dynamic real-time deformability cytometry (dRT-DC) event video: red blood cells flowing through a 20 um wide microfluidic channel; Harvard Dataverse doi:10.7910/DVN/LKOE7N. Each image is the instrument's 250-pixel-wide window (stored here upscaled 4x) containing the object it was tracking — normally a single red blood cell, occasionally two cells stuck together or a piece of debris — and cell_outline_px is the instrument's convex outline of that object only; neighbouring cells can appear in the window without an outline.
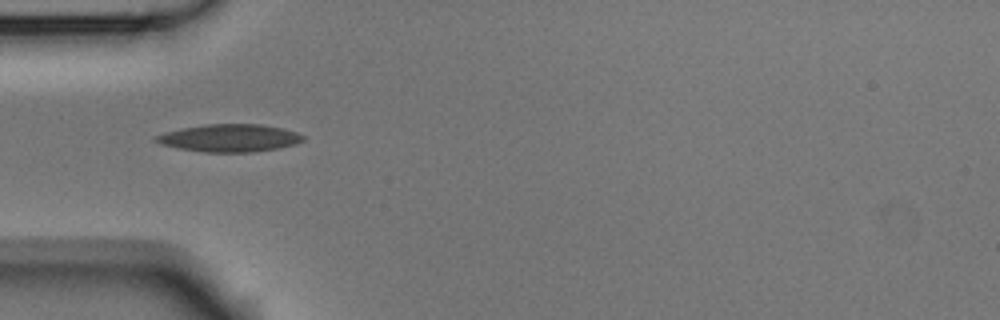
{"species": "Egyptian fruit bat (a non-hibernating species)", "species_latin": "Rousettus aegyptiacus", "temperature_condition": "room temperature", "stored_images_in_passage": 7, "camera_frame_rate_fps": 3000, "um_per_image_px": 0.085, "animal": {"sex": "male"}, "frame": {"image": 1, "passage_image": 1, "time_ms": 0.0, "image_size_px": [1000, 320], "cell_outline_px": [[304, 140], [296, 144], [280, 148], [252, 152], [204, 152], [176, 148], [160, 144], [152, 140], [152, 136], [184, 128], [204, 124], [260, 124], [280, 128], [296, 132], [304, 136]], "centroid_in_image_um": [19.49, 11.74], "position_along_channel_um": 65.5, "area_um2": 23.7}}
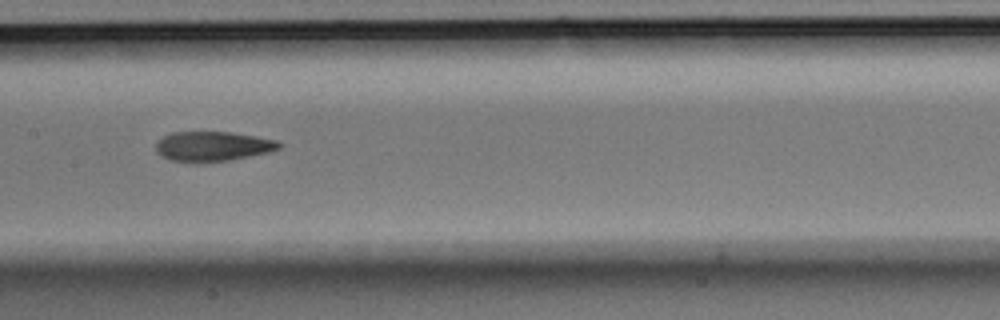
{"frame": {"image": 2, "passage_image": 4, "time_ms": 1.0, "image_size_px": [1000, 320], "cell_outline_px": [[284, 144], [280, 148], [268, 152], [228, 160], [204, 164], [196, 164], [172, 160], [156, 152], [156, 144], [164, 136], [172, 132], [228, 132], [256, 136], [276, 140]], "centroid_in_image_um": [18.08, 12.45], "position_along_channel_um": 189.3, "area_um2": 21.5}}
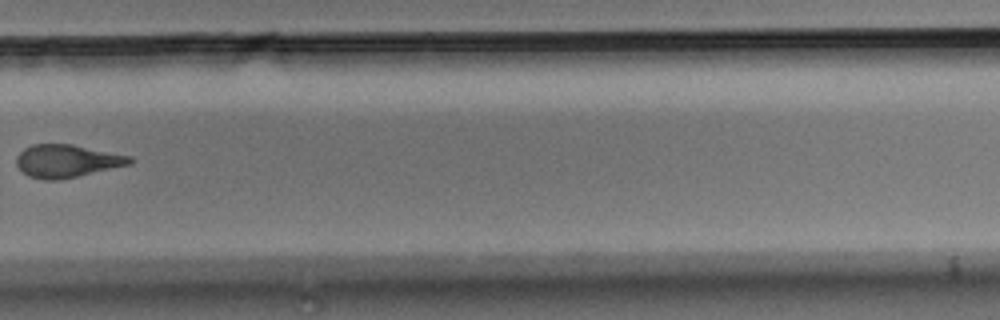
{"frame": {"image": 3, "passage_image": 7, "time_ms": 2.0, "image_size_px": [1000, 320], "cell_outline_px": [[132, 164], [76, 176], [56, 180], [44, 180], [28, 176], [16, 164], [16, 156], [24, 148], [32, 144], [72, 144], [132, 156]], "centroid_in_image_um": [5.68, 13.67], "position_along_channel_um": 324.1, "area_um2": 21.56}}